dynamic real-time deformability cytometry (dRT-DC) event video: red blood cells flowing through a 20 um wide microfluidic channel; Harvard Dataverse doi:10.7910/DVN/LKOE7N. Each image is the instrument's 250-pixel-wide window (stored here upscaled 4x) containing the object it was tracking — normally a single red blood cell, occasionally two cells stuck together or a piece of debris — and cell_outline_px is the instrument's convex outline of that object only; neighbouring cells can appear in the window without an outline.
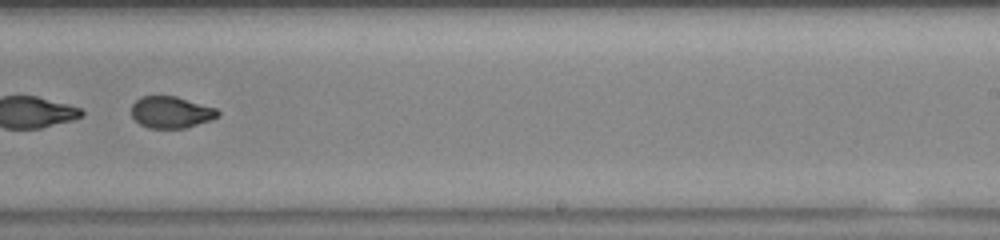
{"species": "common noctule bat (a hibernating species)", "species_latin": "Nyctalus noctula", "temperature_condition": "warm", "stored_images_in_passage": 47, "segment_of_instrument_passage": [2, 2], "camera_frame_rate_fps": 3000, "um_per_image_px": 0.085, "animal": {"sex": "female", "body_mass_g": 23.0, "forearm_length_mm": 53.4}, "frame": {"image": 1, "passage_image": 28, "time_ms": 9.0, "image_size_px": [1000, 240], "cell_outline_px": [[220, 116], [212, 120], [184, 128], [148, 128], [140, 124], [132, 116], [132, 104], [140, 96], [176, 96], [216, 108], [220, 112]], "centroid_in_image_um": [14.56, 9.54], "position_along_channel_um": 274.4, "area_um2": 16.01}}